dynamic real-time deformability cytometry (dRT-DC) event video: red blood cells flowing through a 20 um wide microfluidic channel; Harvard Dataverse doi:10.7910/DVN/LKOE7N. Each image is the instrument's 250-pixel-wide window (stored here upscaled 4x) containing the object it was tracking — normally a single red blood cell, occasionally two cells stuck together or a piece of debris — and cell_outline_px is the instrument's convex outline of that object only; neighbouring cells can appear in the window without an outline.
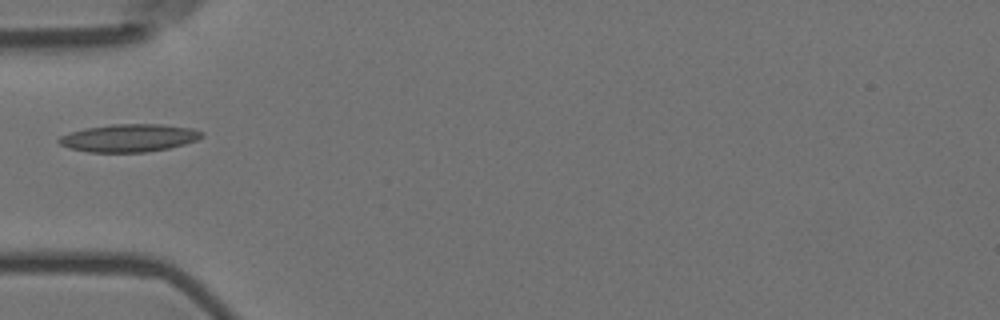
{"species": "Egyptian fruit bat (a non-hibernating species)", "species_latin": "Rousettus aegyptiacus", "temperature_condition": "room temperature", "stored_images_in_passage": 1, "camera_frame_rate_fps": 3000, "um_per_image_px": 0.085, "animal": {"sex": "female"}, "frame": {"image": 1, "passage_image": 1, "time_ms": 0.0, "image_size_px": [1000, 320], "cell_outline_px": [[204, 136], [196, 140], [184, 144], [168, 148], [144, 152], [88, 152], [68, 148], [60, 144], [56, 140], [60, 136], [84, 128], [112, 124], [160, 124], [192, 128], [204, 132]], "centroid_in_image_um": [10.96, 11.72], "position_along_channel_um": 74.0, "area_um2": 23.12}}